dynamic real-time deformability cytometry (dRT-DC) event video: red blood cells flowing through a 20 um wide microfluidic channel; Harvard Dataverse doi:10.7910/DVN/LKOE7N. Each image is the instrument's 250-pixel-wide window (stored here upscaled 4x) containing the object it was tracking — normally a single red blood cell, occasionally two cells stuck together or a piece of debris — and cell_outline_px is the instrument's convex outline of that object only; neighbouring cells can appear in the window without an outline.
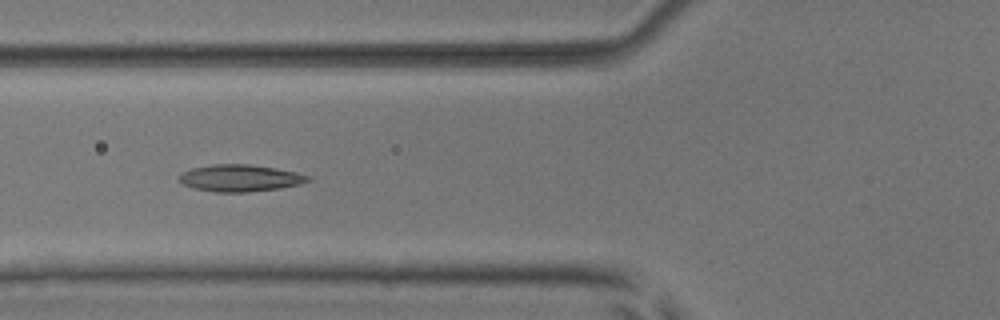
{"species": "common noctule bat (a hibernating species)", "species_latin": "Nyctalus noctula", "temperature_condition": "room temperature", "stored_images_in_passage": 6, "camera_frame_rate_fps": 3000, "um_per_image_px": 0.085, "animal": {"sex": "male", "body_mass_g": 17.9, "forearm_length_mm": 54.2}, "frame": {"image": 1, "passage_image": 5, "time_ms": 5.333, "image_size_px": [1000, 320], "cell_outline_px": [[312, 180], [300, 184], [280, 188], [248, 192], [216, 192], [192, 188], [184, 184], [180, 180], [180, 176], [184, 172], [192, 168], [212, 164], [252, 164], [276, 168], [296, 172], [312, 176]], "centroid_in_image_um": [20.46, 15.13], "position_along_channel_um": 105.3, "area_um2": 20.23}}
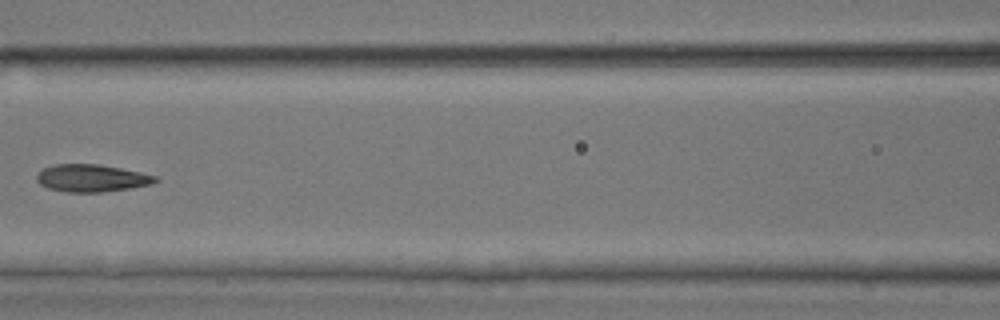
{"frame": {"image": 2, "passage_image": 6, "time_ms": 6.667, "image_size_px": [1000, 320], "cell_outline_px": [[160, 180], [152, 184], [104, 192], [68, 192], [48, 188], [40, 184], [36, 180], [36, 176], [44, 168], [56, 164], [96, 164], [120, 168], [140, 172], [156, 176]], "centroid_in_image_um": [7.8, 15.14], "position_along_channel_um": 158.8, "area_um2": 18.79}}